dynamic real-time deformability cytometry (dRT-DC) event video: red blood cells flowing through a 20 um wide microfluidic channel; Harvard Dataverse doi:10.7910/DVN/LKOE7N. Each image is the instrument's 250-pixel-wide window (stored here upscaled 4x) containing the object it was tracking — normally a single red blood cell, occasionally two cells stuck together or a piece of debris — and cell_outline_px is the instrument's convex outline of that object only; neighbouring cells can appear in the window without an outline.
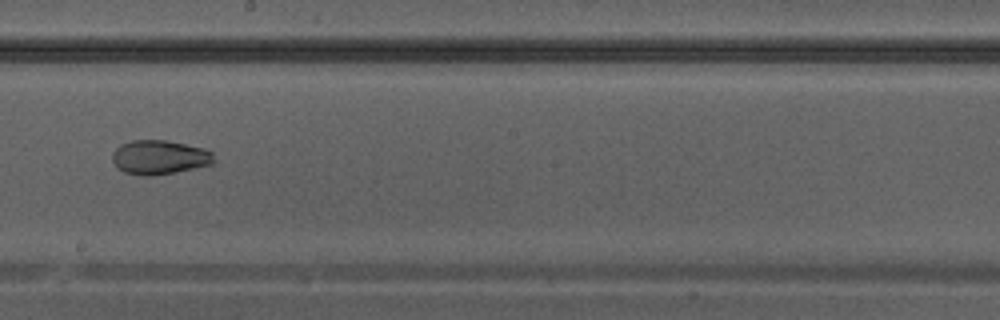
{"species": "Egyptian fruit bat (a non-hibernating species)", "species_latin": "Rousettus aegyptiacus", "temperature_condition": "warm", "stored_images_in_passage": 41, "camera_frame_rate_fps": 3000, "um_per_image_px": 0.085, "animal": {"sex": "male"}, "frame": {"image": 1, "passage_image": 24, "time_ms": 7.667, "image_size_px": [1000, 320], "cell_outline_px": [[216, 164], [152, 176], [144, 176], [124, 172], [112, 160], [112, 152], [120, 144], [132, 140], [164, 140], [204, 148], [212, 152], [216, 160]], "centroid_in_image_um": [13.59, 13.37], "position_along_channel_um": 234.6, "area_um2": 20.29}}